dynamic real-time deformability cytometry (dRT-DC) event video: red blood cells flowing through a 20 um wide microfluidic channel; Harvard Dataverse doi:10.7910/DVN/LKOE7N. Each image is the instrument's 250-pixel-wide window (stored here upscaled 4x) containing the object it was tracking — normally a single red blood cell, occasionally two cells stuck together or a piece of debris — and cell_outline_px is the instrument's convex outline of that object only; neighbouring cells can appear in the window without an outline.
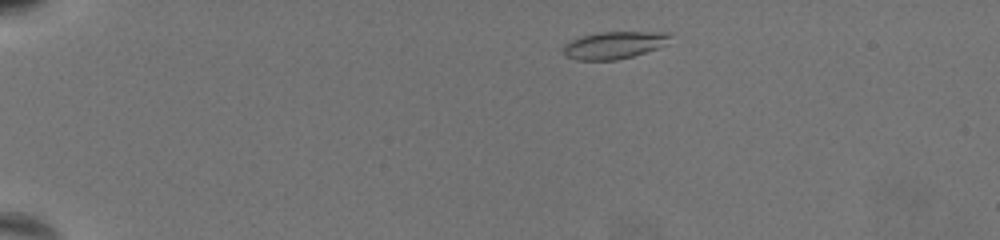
{"species": "common noctule bat (a hibernating species)", "species_latin": "Nyctalus noctula", "temperature_condition": "warm", "stored_images_in_passage": 60, "camera_frame_rate_fps": 3000, "um_per_image_px": 0.085, "animal": {"sex": "female", "body_mass_g": 19.5, "forearm_length_mm": 54.1}, "frame": {"image": 1, "passage_image": 6, "time_ms": 1.667, "image_size_px": [1000, 240], "cell_outline_px": [[672, 36], [668, 44], [632, 56], [616, 60], [576, 60], [564, 56], [564, 44], [580, 36], [596, 32], [672, 32]], "centroid_in_image_um": [52.21, 3.82], "position_along_channel_um": 32.8, "area_um2": 17.11}}
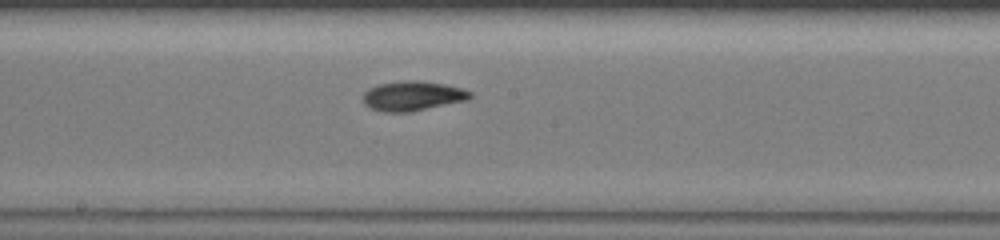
{"frame": {"image": 2, "passage_image": 32, "time_ms": 10.333, "image_size_px": [1000, 240], "cell_outline_px": [[472, 96], [468, 100], [412, 112], [384, 112], [372, 108], [364, 104], [364, 92], [368, 88], [380, 84], [404, 80], [420, 80], [444, 84], [464, 88], [472, 92]], "centroid_in_image_um": [35.12, 8.15], "position_along_channel_um": 213.1, "area_um2": 18.67}}
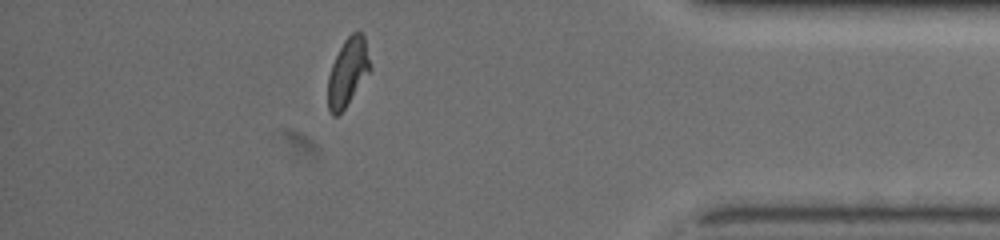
{"frame": {"image": 3, "passage_image": 53, "time_ms": 17.333, "image_size_px": [1000, 240], "cell_outline_px": [[372, 68], [344, 108], [336, 116], [332, 116], [328, 108], [328, 76], [332, 64], [344, 40], [352, 32], [360, 32], [364, 36]], "centroid_in_image_um": [29.56, 6.11], "position_along_channel_um": 405.6, "area_um2": 16.42}, "authors_computed_cell_mechanics": {"area_um2": 17.3111, "velocity_mm_per_s": 3.1549, "shape_relaxation_time_tau1_ms": 6.3299, "shape_relaxation_time_tau2_ms": 3.2962, "deformation_change_tau1": 0.1889, "deformation_change_tau2": 0.0867}}